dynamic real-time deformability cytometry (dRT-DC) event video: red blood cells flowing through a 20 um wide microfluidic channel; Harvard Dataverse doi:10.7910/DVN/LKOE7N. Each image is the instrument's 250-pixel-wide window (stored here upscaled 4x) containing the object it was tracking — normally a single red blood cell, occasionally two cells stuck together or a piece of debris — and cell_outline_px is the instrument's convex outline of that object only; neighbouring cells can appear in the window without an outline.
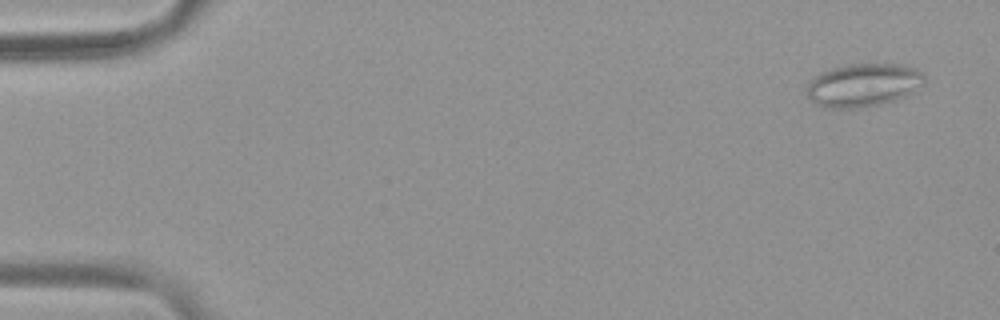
{"species": "common noctule bat (a hibernating species)", "species_latin": "Nyctalus noctula", "temperature_condition": "warm", "stored_images_in_passage": 53, "camera_frame_rate_fps": 3000, "um_per_image_px": 0.085, "animal": {"sex": "female", "body_mass_g": 19.9}, "frame": {"image": 1, "passage_image": 2, "time_ms": 0.333, "image_size_px": [1000, 320], "cell_outline_px": [[924, 84], [912, 92], [896, 100], [880, 104], [860, 108], [832, 108], [816, 104], [808, 96], [804, 88], [808, 80], [820, 72], [832, 68], [848, 64], [904, 64], [916, 68], [924, 72]], "centroid_in_image_um": [73.37, 7.22], "position_along_channel_um": 11.6, "area_um2": 30.0}}
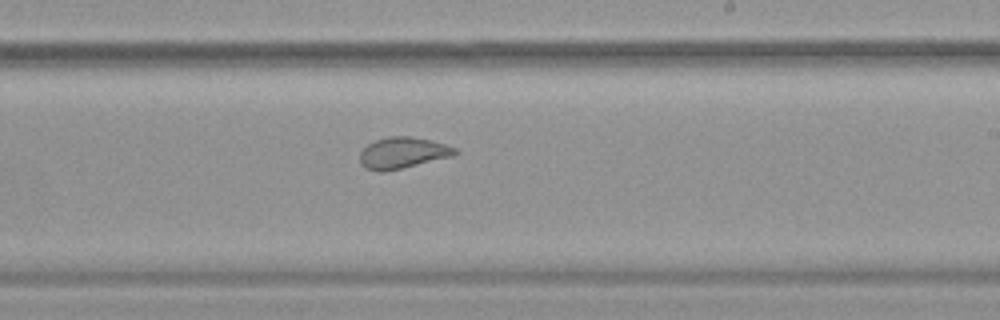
{"frame": {"image": 2, "passage_image": 32, "time_ms": 10.333, "image_size_px": [1000, 320], "cell_outline_px": [[460, 152], [452, 156], [384, 172], [380, 172], [368, 168], [360, 164], [360, 152], [368, 144], [376, 140], [388, 136], [412, 136], [432, 140], [456, 148]], "centroid_in_image_um": [34.24, 12.98], "position_along_channel_um": 254.8, "area_um2": 17.22}}
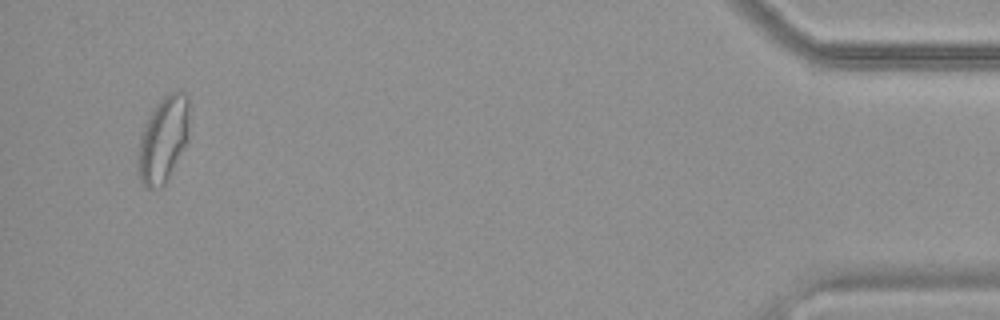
{"frame": {"image": 3, "passage_image": 51, "time_ms": 16.667, "image_size_px": [1000, 320], "cell_outline_px": [[188, 140], [164, 184], [160, 188], [144, 188], [140, 180], [136, 160], [140, 136], [144, 124], [148, 116], [156, 104], [168, 92], [184, 92], [188, 96]], "centroid_in_image_um": [13.84, 11.85], "position_along_channel_um": 421.4, "area_um2": 25.72}, "authors_computed_cell_mechanics": {"area_um2": 22.4264, "velocity_mm_per_s": 3.7727, "shape_relaxation_time_tau1_ms": null, "shape_relaxation_time_tau2_ms": 0.8596, "deformation_change_tau1": null, "deformation_change_tau2": 0.0646}}